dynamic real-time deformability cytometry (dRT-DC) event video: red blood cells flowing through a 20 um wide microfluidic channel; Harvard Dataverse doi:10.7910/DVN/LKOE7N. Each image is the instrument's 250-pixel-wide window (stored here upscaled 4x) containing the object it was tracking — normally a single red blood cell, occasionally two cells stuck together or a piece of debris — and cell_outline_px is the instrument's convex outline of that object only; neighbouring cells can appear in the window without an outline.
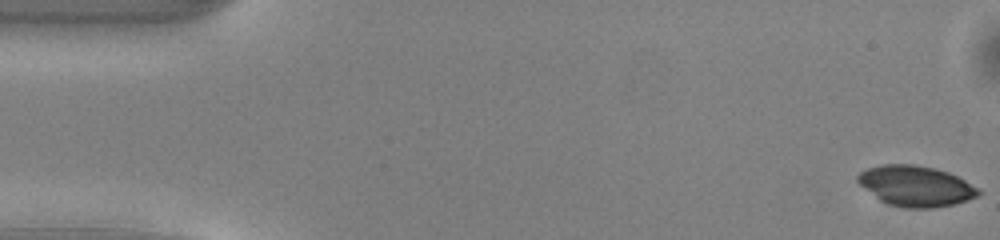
{"species": "common noctule bat (a hibernating species)", "species_latin": "Nyctalus noctula", "temperature_condition": "warm", "stored_images_in_passage": 50, "camera_frame_rate_fps": 3000, "um_per_image_px": 0.085, "animal": {"sex": "male", "body_mass_g": 13.0, "forearm_length_mm": 53.1}, "frame": {"image": 1, "passage_image": 1, "time_ms": 0.0, "image_size_px": [1000, 240], "cell_outline_px": [[984, 192], [976, 196], [952, 204], [932, 208], [904, 208], [888, 204], [880, 200], [864, 188], [856, 180], [856, 176], [860, 172], [868, 168], [880, 164], [916, 164], [948, 172], [964, 180]], "centroid_in_image_um": [77.8, 15.8], "position_along_channel_um": 7.2, "area_um2": 28.32}}
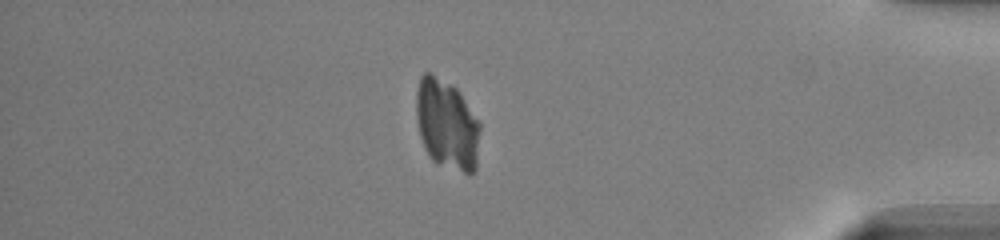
{"frame": {"image": 2, "passage_image": 43, "time_ms": 14.0, "image_size_px": [1000, 240], "cell_outline_px": [[480, 128], [476, 168], [468, 176], [432, 160], [428, 156], [424, 148], [420, 136], [416, 120], [416, 92], [420, 76], [424, 72], [428, 72], [452, 84], [460, 92], [480, 124]], "centroid_in_image_um": [37.97, 10.59], "position_along_channel_um": 397.2, "area_um2": 33.81}}
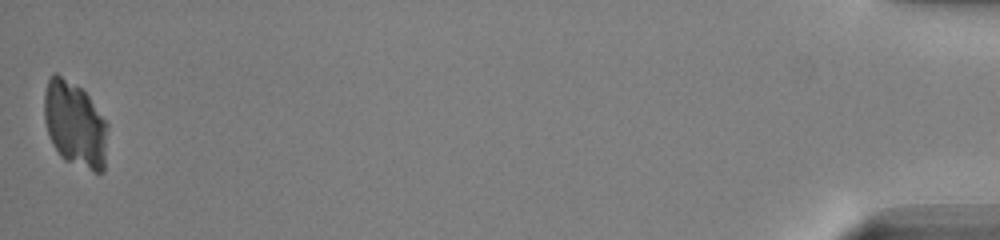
{"frame": {"image": 3, "passage_image": 50, "time_ms": 16.333, "image_size_px": [1000, 240], "cell_outline_px": [[108, 128], [104, 172], [92, 172], [64, 160], [60, 156], [52, 144], [44, 120], [44, 92], [48, 80], [56, 72], [80, 88], [88, 96], [108, 124]], "centroid_in_image_um": [6.37, 10.61], "position_along_channel_um": 428.8, "area_um2": 31.73}}